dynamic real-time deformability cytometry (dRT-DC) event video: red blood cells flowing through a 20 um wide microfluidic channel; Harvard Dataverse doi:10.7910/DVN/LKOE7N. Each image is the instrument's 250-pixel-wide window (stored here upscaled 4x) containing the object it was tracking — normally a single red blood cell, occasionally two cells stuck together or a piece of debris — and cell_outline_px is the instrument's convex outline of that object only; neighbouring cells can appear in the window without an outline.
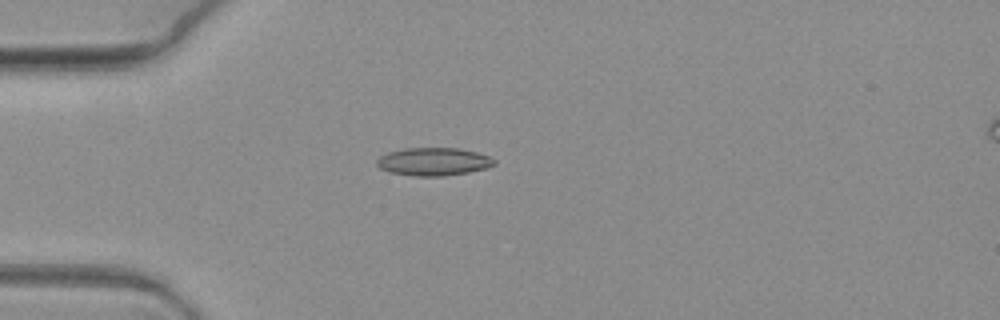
{"species": "common noctule bat (a hibernating species)", "species_latin": "Nyctalus noctula", "temperature_condition": "warm", "stored_images_in_passage": 9, "camera_frame_rate_fps": 3000, "um_per_image_px": 0.085, "animal": {"sex": "female", "body_mass_g": 19.3, "forearm_length_mm": 54.1}, "frame": {"image": 1, "passage_image": 6, "time_ms": 1.667, "image_size_px": [1000, 320], "cell_outline_px": [[496, 164], [484, 168], [468, 172], [444, 176], [416, 176], [388, 172], [380, 168], [376, 164], [376, 160], [380, 156], [388, 152], [404, 148], [460, 148], [476, 152], [488, 156], [496, 160]], "centroid_in_image_um": [36.82, 13.73], "position_along_channel_um": 48.2, "area_um2": 19.13}}
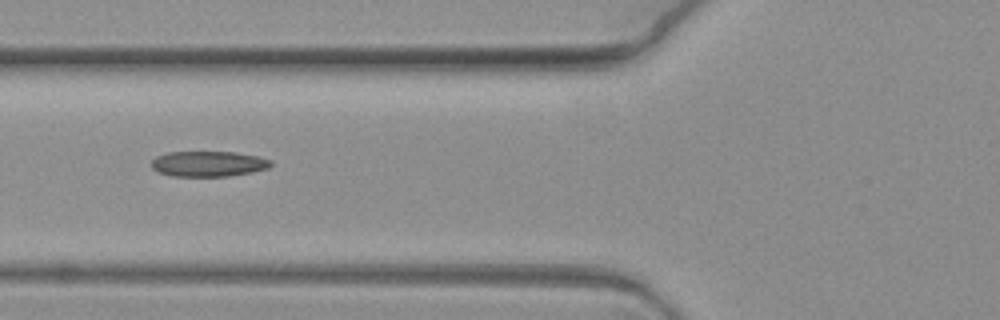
{"frame": {"image": 2, "passage_image": 8, "time_ms": 2.333, "image_size_px": [1000, 320], "cell_outline_px": [[272, 164], [268, 168], [252, 172], [228, 176], [172, 176], [160, 172], [152, 168], [148, 164], [156, 156], [168, 152], [236, 152], [260, 156], [272, 160]], "centroid_in_image_um": [17.71, 13.92], "position_along_channel_um": 108.1, "area_um2": 17.86}}